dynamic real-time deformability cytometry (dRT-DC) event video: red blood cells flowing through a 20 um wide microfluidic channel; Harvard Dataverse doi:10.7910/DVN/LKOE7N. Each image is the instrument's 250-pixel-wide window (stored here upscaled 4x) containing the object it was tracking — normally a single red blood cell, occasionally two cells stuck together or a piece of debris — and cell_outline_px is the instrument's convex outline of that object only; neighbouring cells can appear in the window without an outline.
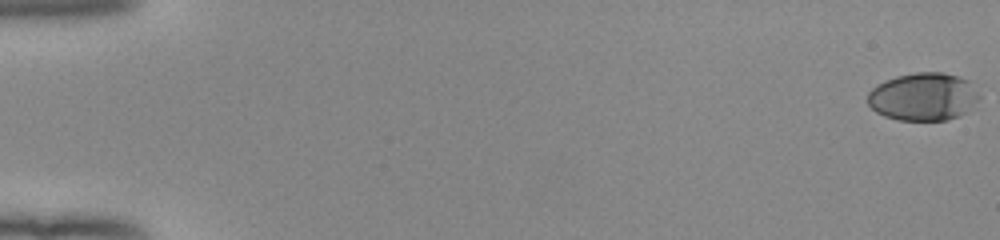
{"species": "human", "species_latin": "Homo sapiens", "temperature_condition": "room temperature", "stored_images_in_passage": 54, "camera_frame_rate_fps": 3000, "um_per_image_px": 0.085, "donor": {"sex": "female"}, "frame": {"image": 1, "passage_image": 1, "time_ms": 0.0, "image_size_px": [1000, 240], "cell_outline_px": [[980, 96], [960, 116], [948, 120], [900, 120], [884, 116], [876, 112], [868, 104], [868, 92], [876, 84], [884, 80], [896, 76], [916, 72], [940, 72], [956, 76], [968, 80]], "centroid_in_image_um": [78.42, 8.21], "position_along_channel_um": 6.6, "area_um2": 30.92}}
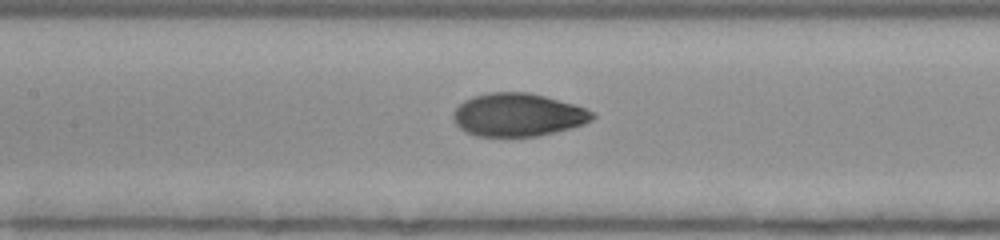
{"frame": {"image": 2, "passage_image": 27, "time_ms": 8.667, "image_size_px": [1000, 240], "cell_outline_px": [[596, 116], [592, 120], [584, 124], [536, 136], [476, 136], [464, 132], [456, 124], [452, 116], [452, 112], [464, 100], [472, 96], [488, 92], [528, 92], [544, 96], [572, 104], [584, 108], [592, 112]], "centroid_in_image_um": [43.96, 9.75], "position_along_channel_um": 163.4, "area_um2": 34.74}}
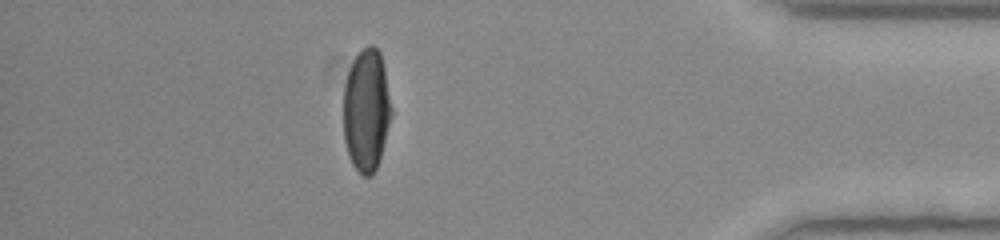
{"frame": {"image": 3, "passage_image": 48, "time_ms": 15.667, "image_size_px": [1000, 240], "cell_outline_px": [[392, 116], [380, 160], [372, 176], [364, 176], [352, 164], [348, 156], [344, 140], [344, 84], [352, 60], [368, 44], [372, 44], [380, 52], [384, 68], [392, 108]], "centroid_in_image_um": [31.15, 9.38], "position_along_channel_um": 404.1, "area_um2": 34.45}, "authors_computed_cell_mechanics": {"area_um2": 34.7089, "velocity_mm_per_s": 3.9756, "shape_relaxation_time_tau1_ms": 3.8823, "shape_relaxation_time_tau2_ms": 0.8635, "deformation_change_tau1": 0.1996, "deformation_change_tau2": 0.0467}}